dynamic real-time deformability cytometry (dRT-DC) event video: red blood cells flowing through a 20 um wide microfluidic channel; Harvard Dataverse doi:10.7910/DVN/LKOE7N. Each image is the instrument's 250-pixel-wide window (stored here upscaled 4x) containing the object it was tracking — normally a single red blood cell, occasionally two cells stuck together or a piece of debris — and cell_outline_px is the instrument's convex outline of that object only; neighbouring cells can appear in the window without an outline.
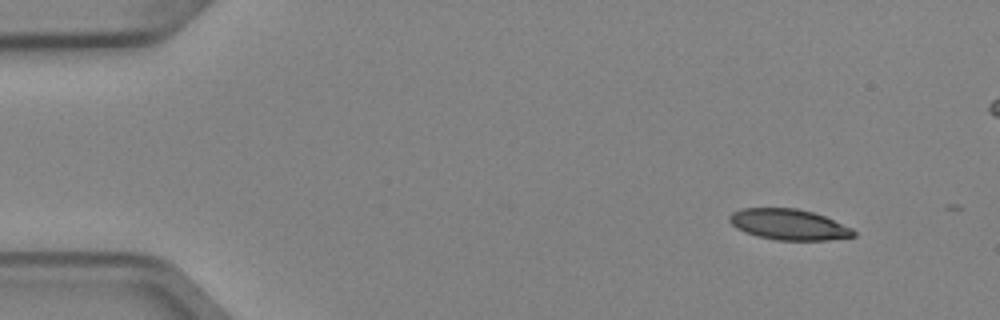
{"species": "Egyptian fruit bat (a non-hibernating species)", "species_latin": "Rousettus aegyptiacus", "temperature_condition": "cold", "stored_images_in_passage": 3, "camera_frame_rate_fps": 3000, "um_per_image_px": 0.085, "animal": {"sex": "female"}, "frame": {"image": 1, "passage_image": 2, "time_ms": 0.333, "image_size_px": [1000, 320], "cell_outline_px": [[856, 236], [828, 240], [776, 240], [756, 236], [744, 232], [736, 228], [728, 220], [728, 216], [732, 212], [740, 208], [796, 208], [812, 212], [824, 216], [852, 228], [856, 232]], "centroid_in_image_um": [67.01, 19.08], "position_along_channel_um": 18.0, "area_um2": 22.37}}